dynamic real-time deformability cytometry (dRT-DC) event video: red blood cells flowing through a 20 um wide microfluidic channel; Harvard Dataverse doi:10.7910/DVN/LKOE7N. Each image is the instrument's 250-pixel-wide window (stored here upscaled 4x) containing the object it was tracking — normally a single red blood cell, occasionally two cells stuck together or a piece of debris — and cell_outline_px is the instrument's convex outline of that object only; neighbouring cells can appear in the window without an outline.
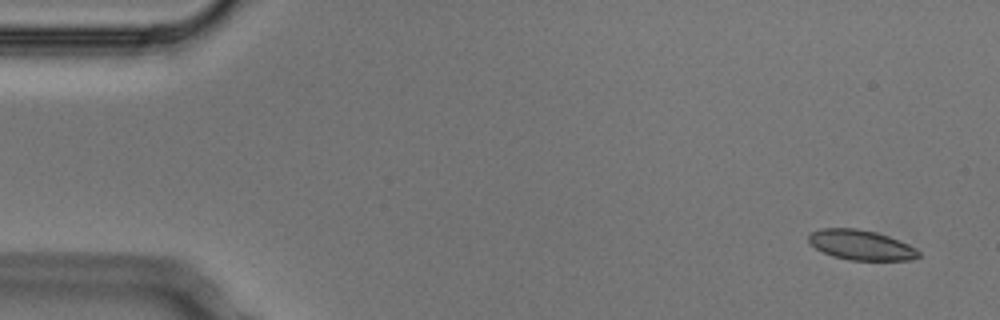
{"species": "Egyptian fruit bat (a non-hibernating species)", "species_latin": "Rousettus aegyptiacus", "temperature_condition": "cold", "stored_images_in_passage": 4, "camera_frame_rate_fps": 3000, "um_per_image_px": 0.085, "animal": {"sex": "male"}, "frame": {"image": 1, "passage_image": 1, "time_ms": 0.0, "image_size_px": [1000, 320], "cell_outline_px": [[920, 256], [908, 260], [848, 260], [832, 256], [816, 248], [808, 240], [808, 236], [812, 232], [820, 228], [856, 228], [876, 232], [888, 236], [908, 244], [916, 248], [920, 252]], "centroid_in_image_um": [73.18, 20.82], "position_along_channel_um": 11.8, "area_um2": 19.13}}